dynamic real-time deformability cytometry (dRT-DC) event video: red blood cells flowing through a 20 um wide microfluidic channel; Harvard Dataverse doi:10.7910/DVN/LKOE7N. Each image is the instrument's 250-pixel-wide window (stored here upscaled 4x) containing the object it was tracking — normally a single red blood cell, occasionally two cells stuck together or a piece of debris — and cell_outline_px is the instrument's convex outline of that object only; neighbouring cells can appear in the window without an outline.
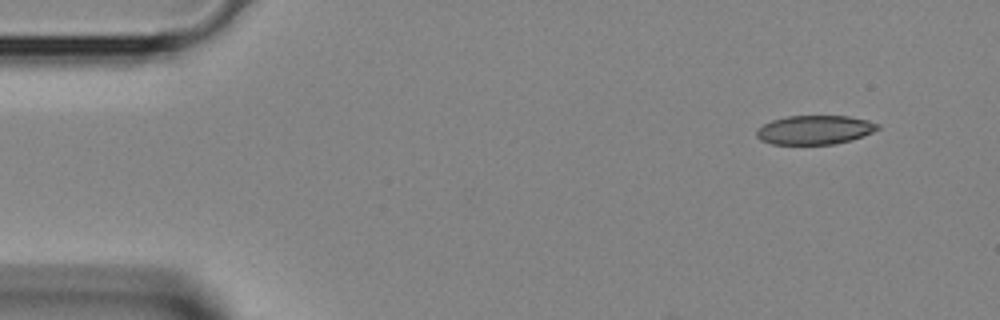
{"species": "Egyptian fruit bat (a non-hibernating species)", "species_latin": "Rousettus aegyptiacus", "temperature_condition": "room temperature", "stored_images_in_passage": 6, "camera_frame_rate_fps": 3000, "um_per_image_px": 0.085, "animal": {"sex": "female"}, "frame": {"image": 1, "passage_image": 1, "time_ms": 0.0, "image_size_px": [1000, 320], "cell_outline_px": [[880, 128], [872, 132], [852, 140], [836, 144], [772, 144], [760, 140], [756, 136], [756, 128], [772, 120], [788, 116], [848, 116], [868, 120], [880, 124]], "centroid_in_image_um": [69.25, 11.04], "position_along_channel_um": 15.8, "area_um2": 20.58}}
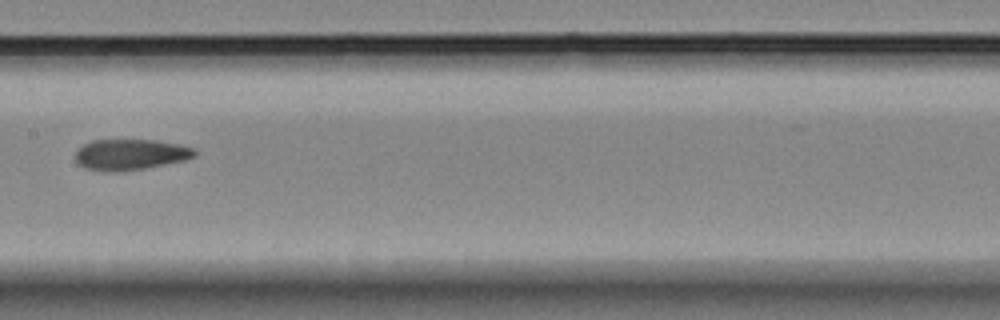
{"frame": {"image": 2, "passage_image": 6, "time_ms": 1.667, "image_size_px": [1000, 320], "cell_outline_px": [[196, 156], [184, 160], [144, 168], [112, 172], [104, 172], [84, 168], [76, 164], [76, 148], [92, 140], [156, 140], [180, 144], [196, 148]], "centroid_in_image_um": [11.06, 13.13], "position_along_channel_um": 196.3, "area_um2": 21.62}}